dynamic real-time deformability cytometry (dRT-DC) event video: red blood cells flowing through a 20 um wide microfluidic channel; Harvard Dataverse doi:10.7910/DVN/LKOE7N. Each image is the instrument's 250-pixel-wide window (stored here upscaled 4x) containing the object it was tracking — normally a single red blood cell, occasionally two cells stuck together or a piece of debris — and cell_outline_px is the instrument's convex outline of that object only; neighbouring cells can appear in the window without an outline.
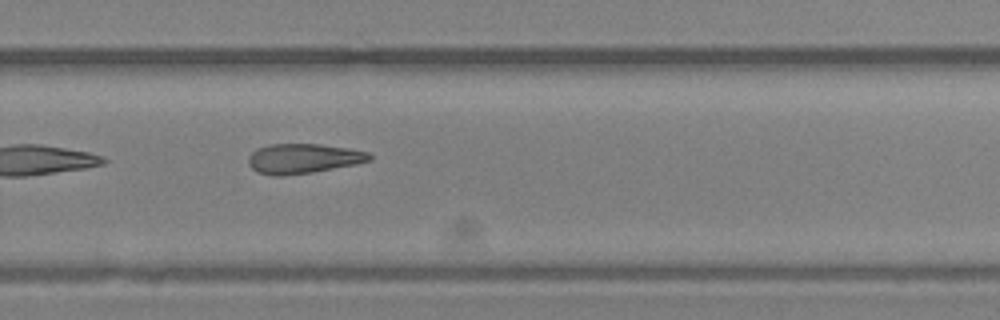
{"species": "Egyptian fruit bat (a non-hibernating species)", "species_latin": "Rousettus aegyptiacus", "temperature_condition": "room temperature", "stored_images_in_passage": 19, "camera_frame_rate_fps": 3000, "um_per_image_px": 0.085, "animal": {"sex": "female"}, "frame": {"image": 1, "passage_image": 19, "time_ms": 6.0, "image_size_px": [1000, 320], "cell_outline_px": [[372, 160], [356, 164], [312, 172], [284, 176], [276, 176], [260, 172], [252, 168], [248, 164], [248, 156], [252, 152], [268, 144], [320, 144], [348, 148], [368, 152], [372, 156]], "centroid_in_image_um": [25.79, 13.47], "position_along_channel_um": 304.0, "area_um2": 20.92}}